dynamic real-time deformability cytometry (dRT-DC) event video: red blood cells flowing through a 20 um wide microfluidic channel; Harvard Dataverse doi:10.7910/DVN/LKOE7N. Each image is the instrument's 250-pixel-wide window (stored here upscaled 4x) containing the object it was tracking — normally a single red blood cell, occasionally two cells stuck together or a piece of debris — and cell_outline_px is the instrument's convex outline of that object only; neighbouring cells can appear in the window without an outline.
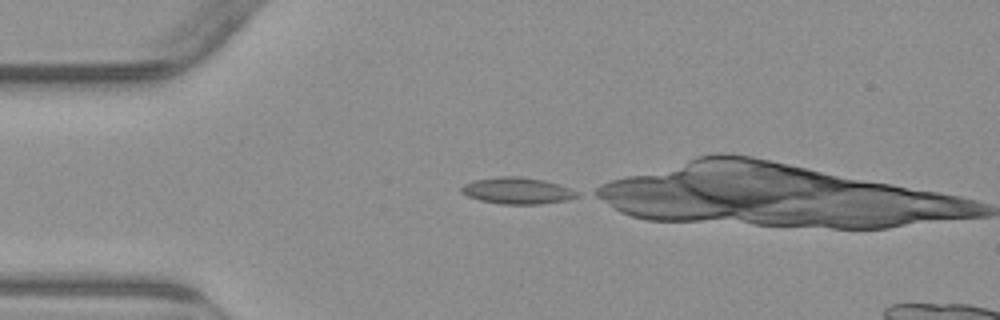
{"species": "common noctule bat (a hibernating species)", "species_latin": "Nyctalus noctula", "temperature_condition": "warm", "stored_images_in_passage": 30, "camera_frame_rate_fps": 3000, "um_per_image_px": 0.085, "animal": {"sex": "male", "body_mass_g": 23.1, "forearm_length_mm": 52.7}, "frame": {"image": 1, "passage_image": 1, "time_ms": 0.0, "image_size_px": [1000, 320], "cell_outline_px": [[580, 196], [568, 200], [540, 204], [500, 204], [480, 200], [468, 196], [460, 192], [460, 188], [464, 184], [472, 180], [500, 176], [520, 176], [544, 180], [560, 184], [576, 192]], "centroid_in_image_um": [43.95, 16.2], "position_along_channel_um": 41.1, "area_um2": 17.98}}
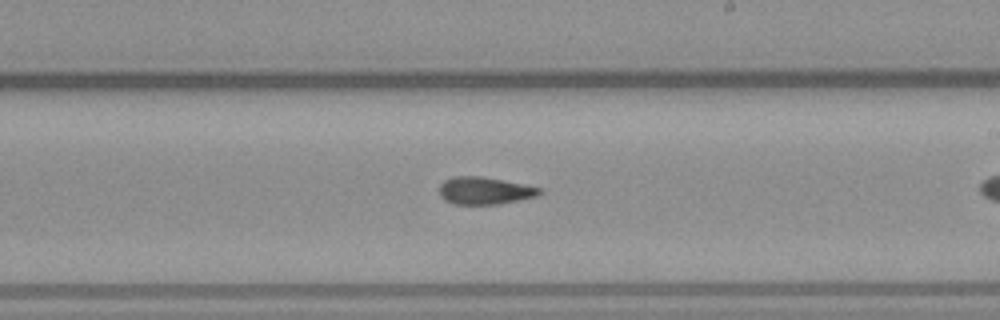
{"frame": {"image": 2, "passage_image": 19, "time_ms": 6.0, "image_size_px": [1000, 320], "cell_outline_px": [[544, 192], [536, 196], [496, 204], [456, 204], [444, 200], [440, 196], [440, 184], [444, 180], [452, 176], [480, 176], [540, 188]], "centroid_in_image_um": [41.14, 16.2], "position_along_channel_um": 247.9, "area_um2": 15.66}}
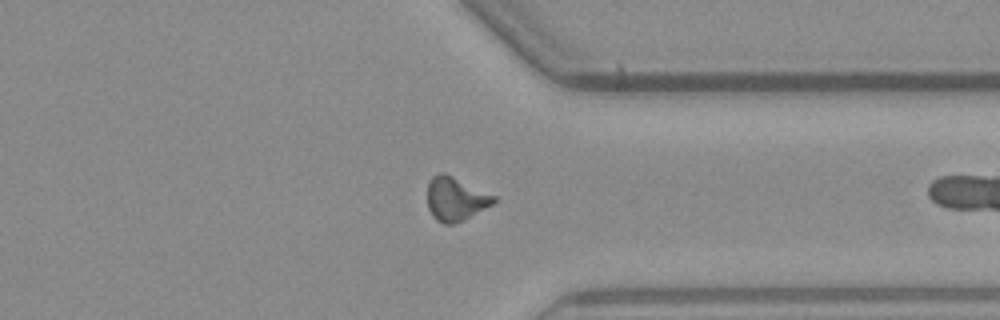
{"frame": {"image": 3, "passage_image": 29, "time_ms": 9.333, "image_size_px": [1000, 320], "cell_outline_px": [[496, 200], [492, 204], [452, 224], [444, 224], [436, 220], [432, 216], [428, 208], [428, 180], [432, 176], [440, 172], [444, 172], [496, 196]], "centroid_in_image_um": [38.67, 16.88], "position_along_channel_um": 372.7, "area_um2": 16.59}}